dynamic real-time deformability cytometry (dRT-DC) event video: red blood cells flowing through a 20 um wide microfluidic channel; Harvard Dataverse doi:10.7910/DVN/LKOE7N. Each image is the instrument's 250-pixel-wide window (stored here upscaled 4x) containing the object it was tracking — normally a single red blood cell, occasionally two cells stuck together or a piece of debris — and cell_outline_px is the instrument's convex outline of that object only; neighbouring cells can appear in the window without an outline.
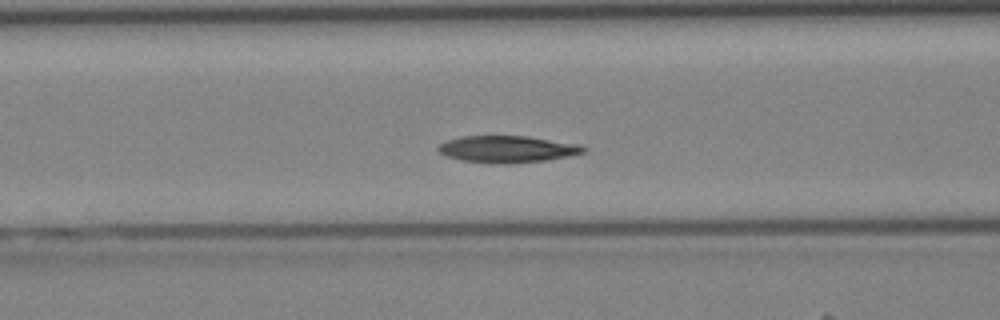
{"species": "Egyptian fruit bat (a non-hibernating species)", "species_latin": "Rousettus aegyptiacus", "temperature_condition": "cold", "stored_images_in_passage": 38, "camera_frame_rate_fps": 3000, "um_per_image_px": 0.085, "animal": {"sex": "female"}, "frame": {"image": 1, "passage_image": 13, "time_ms": 4.0, "image_size_px": [1000, 320], "cell_outline_px": [[588, 148], [584, 152], [568, 156], [544, 160], [512, 164], [492, 164], [464, 160], [448, 156], [440, 152], [436, 148], [440, 144], [448, 140], [460, 136], [528, 136], [576, 144]], "centroid_in_image_um": [43.11, 12.68], "position_along_channel_um": 123.5, "area_um2": 22.54}}
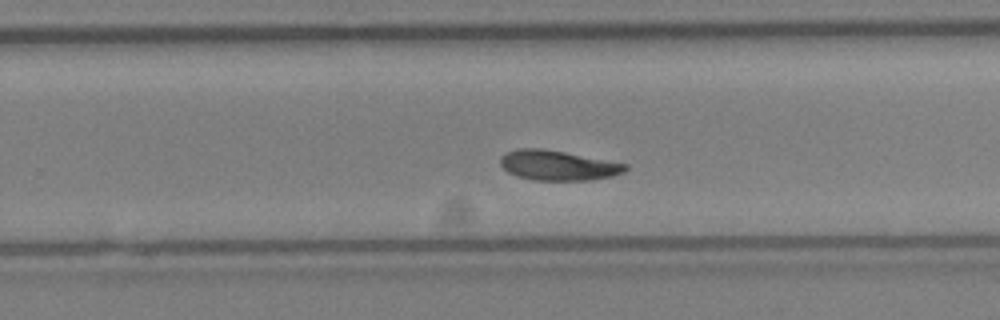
{"frame": {"image": 2, "passage_image": 23, "time_ms": 7.333, "image_size_px": [1000, 320], "cell_outline_px": [[628, 168], [624, 172], [612, 176], [592, 180], [532, 180], [508, 172], [500, 164], [500, 156], [516, 148], [540, 148], [564, 152], [628, 164]], "centroid_in_image_um": [47.43, 14.05], "position_along_channel_um": 282.4, "area_um2": 21.68}}
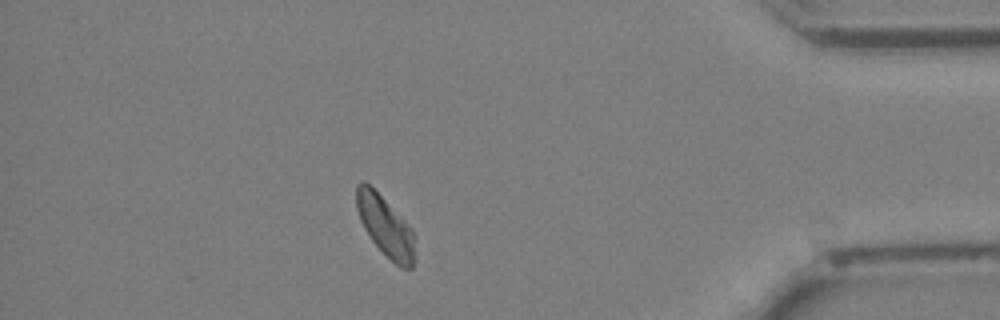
{"frame": {"image": 3, "passage_image": 33, "time_ms": 10.667, "image_size_px": [1000, 320], "cell_outline_px": [[416, 260], [412, 268], [400, 268], [372, 240], [364, 228], [360, 220], [356, 208], [356, 184], [360, 180], [364, 180], [412, 228], [416, 236]], "centroid_in_image_um": [32.8, 19.26], "position_along_channel_um": 402.4, "area_um2": 20.52}}